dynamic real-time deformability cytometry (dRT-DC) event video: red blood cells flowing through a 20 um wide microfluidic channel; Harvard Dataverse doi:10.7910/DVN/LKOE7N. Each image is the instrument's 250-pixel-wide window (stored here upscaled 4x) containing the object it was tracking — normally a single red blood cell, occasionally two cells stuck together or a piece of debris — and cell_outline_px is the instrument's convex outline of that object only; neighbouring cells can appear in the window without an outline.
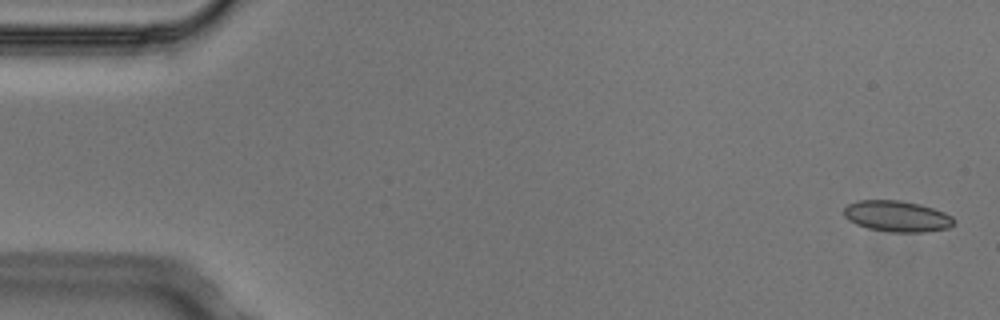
{"species": "Egyptian fruit bat (a non-hibernating species)", "species_latin": "Rousettus aegyptiacus", "temperature_condition": "cold", "stored_images_in_passage": 4, "camera_frame_rate_fps": 3000, "um_per_image_px": 0.085, "animal": {"sex": "male"}, "frame": {"image": 1, "passage_image": 1, "time_ms": 0.0, "image_size_px": [1000, 320], "cell_outline_px": [[956, 220], [948, 228], [924, 232], [888, 232], [868, 228], [856, 224], [848, 220], [844, 216], [844, 208], [848, 204], [860, 200], [900, 200], [920, 204], [944, 212], [952, 216]], "centroid_in_image_um": [76.24, 18.38], "position_along_channel_um": 8.8, "area_um2": 19.94}}